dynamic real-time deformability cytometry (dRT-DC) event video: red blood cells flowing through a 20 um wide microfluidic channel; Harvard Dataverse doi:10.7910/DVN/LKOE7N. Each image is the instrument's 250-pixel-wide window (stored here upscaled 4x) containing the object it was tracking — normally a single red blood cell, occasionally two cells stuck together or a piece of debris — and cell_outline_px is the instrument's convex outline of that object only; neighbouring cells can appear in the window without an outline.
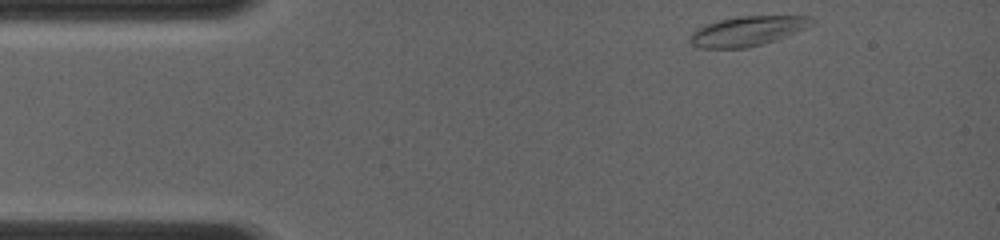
{"species": "common noctule bat (a hibernating species)", "species_latin": "Nyctalus noctula", "temperature_condition": "room temperature", "stored_images_in_passage": 56, "camera_frame_rate_fps": 4000, "um_per_image_px": 0.085, "animal": {"sex": "female", "body_mass_g": 19.0, "forearm_length_mm": 56.7}, "frame": {"image": 1, "passage_image": 1, "time_ms": 0.0, "image_size_px": [1000, 240], "cell_outline_px": [[816, 24], [808, 28], [776, 40], [764, 44], [748, 48], [700, 48], [692, 44], [688, 40], [692, 32], [696, 28], [704, 24], [736, 16], [812, 16], [816, 20]], "centroid_in_image_um": [63.58, 2.63], "position_along_channel_um": 21.4, "area_um2": 21.5}}
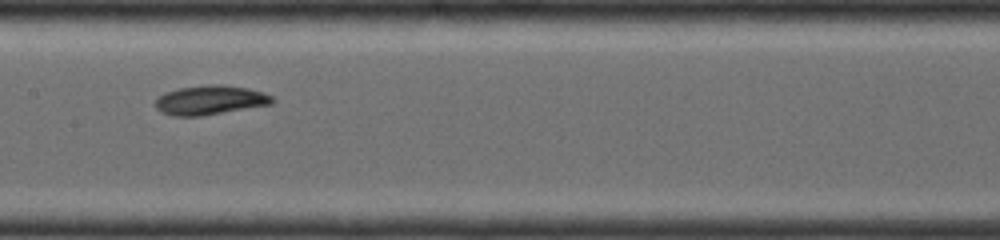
{"frame": {"image": 2, "passage_image": 27, "time_ms": 5.5, "image_size_px": [1000, 240], "cell_outline_px": [[276, 100], [272, 104], [200, 116], [172, 116], [160, 112], [156, 108], [156, 100], [164, 92], [180, 88], [208, 84], [216, 84], [248, 88], [264, 92], [272, 96]], "centroid_in_image_um": [17.87, 8.51], "position_along_channel_um": 189.5, "area_um2": 19.94}}
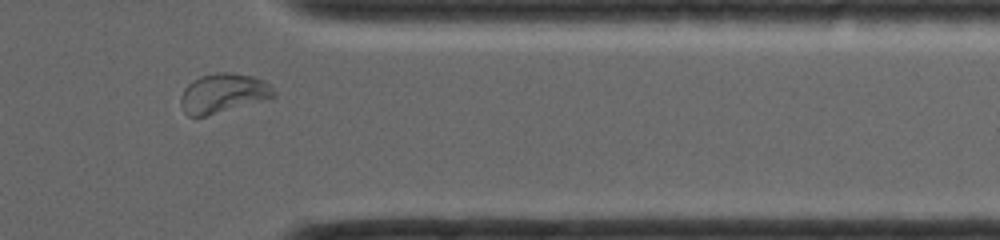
{"frame": {"image": 3, "passage_image": 47, "time_ms": 10.25, "image_size_px": [1000, 240], "cell_outline_px": [[276, 96], [204, 116], [188, 116], [184, 112], [180, 104], [180, 96], [184, 88], [192, 80], [200, 76], [220, 72], [232, 72], [252, 76], [264, 80], [276, 92]], "centroid_in_image_um": [18.93, 7.9], "position_along_channel_um": 392.5, "area_um2": 21.1}}